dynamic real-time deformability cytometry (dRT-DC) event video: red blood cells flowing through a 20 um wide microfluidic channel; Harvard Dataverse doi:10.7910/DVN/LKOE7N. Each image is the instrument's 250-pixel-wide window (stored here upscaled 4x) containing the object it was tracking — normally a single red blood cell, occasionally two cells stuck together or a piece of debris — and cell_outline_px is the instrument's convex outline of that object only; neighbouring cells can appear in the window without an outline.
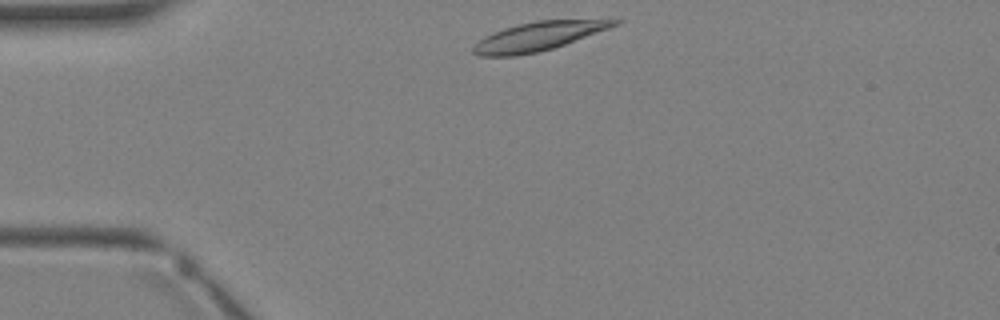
{"species": "Egyptian fruit bat (a non-hibernating species)", "species_latin": "Rousettus aegyptiacus", "temperature_condition": "warm", "stored_images_in_passage": 1, "camera_frame_rate_fps": 3000, "um_per_image_px": 0.085, "animal": {"sex": "female"}, "frame": {"image": 1, "passage_image": 1, "time_ms": 0.0, "image_size_px": [1000, 320], "cell_outline_px": [[620, 24], [564, 44], [552, 48], [536, 52], [516, 56], [480, 56], [472, 52], [472, 48], [484, 36], [504, 28], [536, 20], [620, 20]], "centroid_in_image_um": [45.7, 3.1], "position_along_channel_um": 39.3, "area_um2": 23.06}}